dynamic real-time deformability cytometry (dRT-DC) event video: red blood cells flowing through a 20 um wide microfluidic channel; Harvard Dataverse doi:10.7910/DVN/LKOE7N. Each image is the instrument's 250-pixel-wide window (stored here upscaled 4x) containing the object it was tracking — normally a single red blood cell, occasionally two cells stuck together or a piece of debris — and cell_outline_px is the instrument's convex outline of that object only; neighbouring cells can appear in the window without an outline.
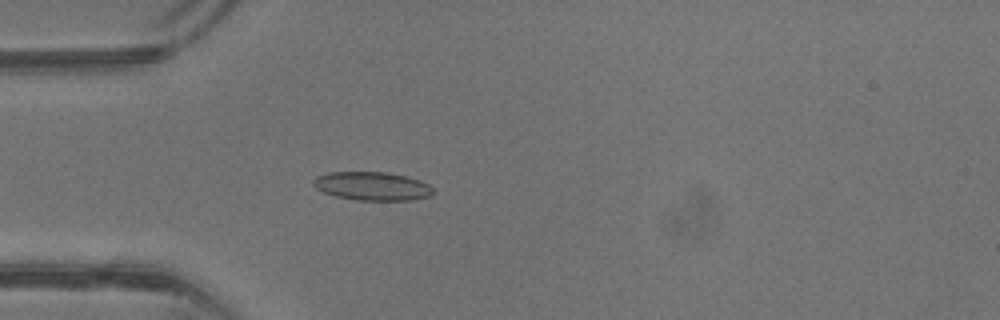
{"species": "common noctule bat (a hibernating species)", "species_latin": "Nyctalus noctula", "temperature_condition": "warm", "stored_images_in_passage": 41, "camera_frame_rate_fps": 3000, "um_per_image_px": 0.085, "animal": {"sex": "male", "body_mass_g": 13.3}, "frame": {"image": 1, "passage_image": 12, "time_ms": 3.667, "image_size_px": [1000, 320], "cell_outline_px": [[432, 192], [428, 196], [412, 200], [356, 200], [336, 196], [324, 192], [316, 188], [312, 184], [312, 180], [316, 176], [328, 172], [384, 172], [408, 176], [420, 180], [428, 184], [432, 188]], "centroid_in_image_um": [31.6, 15.81], "position_along_channel_um": 53.4, "area_um2": 19.88}}
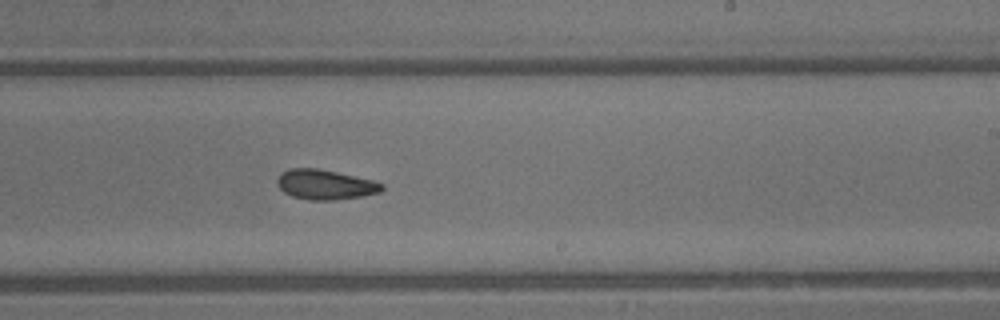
{"frame": {"image": 2, "passage_image": 25, "time_ms": 8.0, "image_size_px": [1000, 320], "cell_outline_px": [[384, 188], [380, 192], [360, 196], [336, 200], [308, 200], [292, 196], [284, 192], [276, 184], [276, 180], [288, 168], [316, 168], [336, 172], [372, 180], [384, 184]], "centroid_in_image_um": [27.63, 15.69], "position_along_channel_um": 261.4, "area_um2": 18.09}}
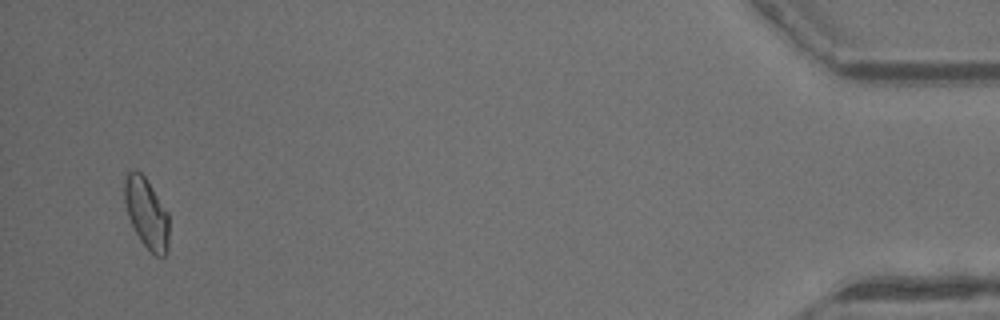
{"frame": {"image": 3, "passage_image": 40, "time_ms": 13.0, "image_size_px": [1000, 320], "cell_outline_px": [[168, 252], [164, 256], [156, 256], [140, 240], [128, 216], [124, 200], [124, 180], [128, 172], [132, 168], [136, 168], [144, 176], [168, 212]], "centroid_in_image_um": [12.45, 18.09], "position_along_channel_um": 422.8, "area_um2": 18.15}, "authors_computed_cell_mechanics": {"area_um2": 18.6116, "velocity_mm_per_s": 4.9643, "shape_relaxation_time_tau1_ms": null, "shape_relaxation_time_tau2_ms": 4.0076, "deformation_change_tau1": null, "deformation_change_tau2": 0.093}}